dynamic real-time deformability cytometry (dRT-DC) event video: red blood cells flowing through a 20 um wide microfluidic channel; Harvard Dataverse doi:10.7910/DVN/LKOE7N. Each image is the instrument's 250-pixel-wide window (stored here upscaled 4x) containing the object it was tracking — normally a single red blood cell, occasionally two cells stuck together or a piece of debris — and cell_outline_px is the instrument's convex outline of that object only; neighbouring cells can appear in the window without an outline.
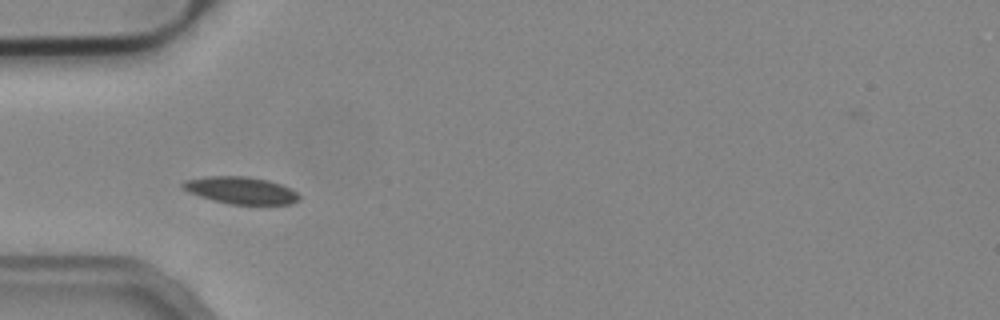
{"species": "common noctule bat (a hibernating species)", "species_latin": "Nyctalus noctula", "temperature_condition": "cold", "stored_images_in_passage": 9, "camera_frame_rate_fps": 3000, "um_per_image_px": 0.085, "animal": {"sex": "male", "body_mass_g": 19.2, "forearm_length_mm": 51.8}, "frame": {"image": 1, "passage_image": 3, "time_ms": 0.667, "image_size_px": [1000, 320], "cell_outline_px": [[300, 200], [292, 204], [232, 204], [212, 200], [188, 192], [180, 188], [180, 184], [184, 180], [204, 176], [248, 176], [268, 180], [292, 188], [300, 196]], "centroid_in_image_um": [20.45, 16.17], "position_along_channel_um": 64.5, "area_um2": 18.61}}